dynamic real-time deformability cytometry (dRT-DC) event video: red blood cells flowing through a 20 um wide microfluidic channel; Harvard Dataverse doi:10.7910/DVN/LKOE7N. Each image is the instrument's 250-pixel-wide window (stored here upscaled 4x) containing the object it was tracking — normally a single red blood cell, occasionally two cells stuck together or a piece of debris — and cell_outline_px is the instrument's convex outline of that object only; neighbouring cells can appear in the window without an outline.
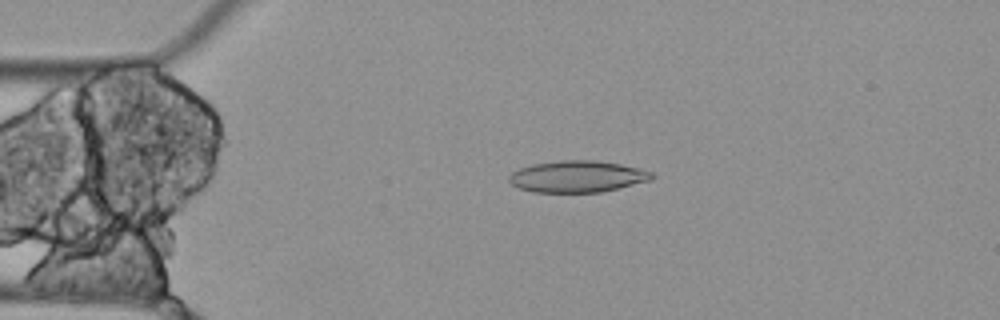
{"species": "Egyptian fruit bat (a non-hibernating species)", "species_latin": "Rousettus aegyptiacus", "temperature_condition": "cold", "stored_images_in_passage": 5, "camera_frame_rate_fps": 3000, "um_per_image_px": 0.085, "animal": {"sex": "female"}, "frame": {"image": 1, "passage_image": 4, "time_ms": 1.0, "image_size_px": [1000, 320], "cell_outline_px": [[656, 176], [652, 180], [600, 192], [532, 192], [520, 188], [512, 184], [508, 180], [508, 176], [512, 172], [520, 168], [532, 164], [560, 160], [596, 160], [620, 164], [652, 172]], "centroid_in_image_um": [49.07, 15.0], "position_along_channel_um": 35.9, "area_um2": 26.24}}